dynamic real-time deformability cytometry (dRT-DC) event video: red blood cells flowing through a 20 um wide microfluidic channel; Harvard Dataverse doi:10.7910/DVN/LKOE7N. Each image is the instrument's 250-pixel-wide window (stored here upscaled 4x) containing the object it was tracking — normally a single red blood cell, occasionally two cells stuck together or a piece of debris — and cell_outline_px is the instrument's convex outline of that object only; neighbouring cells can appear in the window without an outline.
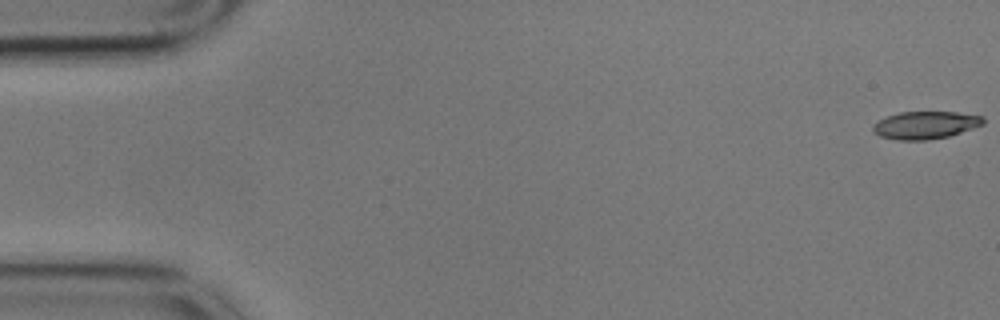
{"species": "common noctule bat (a hibernating species)", "species_latin": "Nyctalus noctula", "temperature_condition": "cold", "stored_images_in_passage": 52, "camera_frame_rate_fps": 3000, "um_per_image_px": 0.085, "animal": {"sex": "male", "body_mass_g": 17.9}, "frame": {"image": 1, "passage_image": 1, "time_ms": 0.0, "image_size_px": [1000, 320], "cell_outline_px": [[984, 124], [948, 136], [928, 140], [896, 140], [880, 136], [872, 132], [872, 124], [888, 116], [900, 112], [956, 112], [984, 116]], "centroid_in_image_um": [78.63, 10.63], "position_along_channel_um": 6.4, "area_um2": 17.69}}
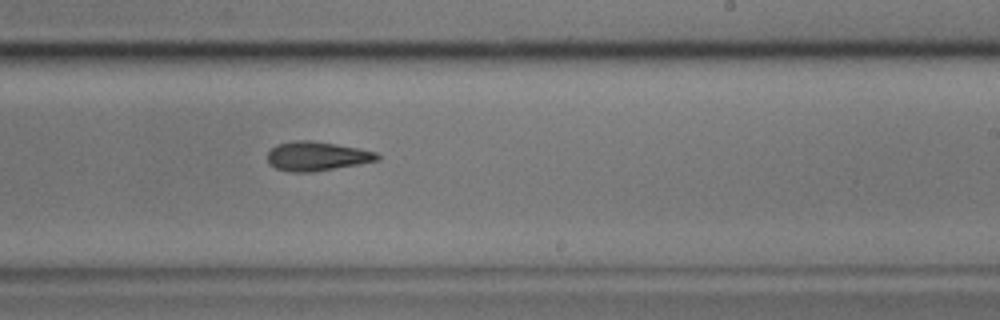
{"frame": {"image": 2, "passage_image": 34, "time_ms": 11.0, "image_size_px": [1000, 320], "cell_outline_px": [[380, 160], [360, 164], [312, 172], [292, 172], [276, 168], [268, 164], [268, 152], [276, 144], [292, 140], [312, 140], [336, 144], [376, 152], [380, 156]], "centroid_in_image_um": [26.91, 13.27], "position_along_channel_um": 262.1, "area_um2": 18.73}}
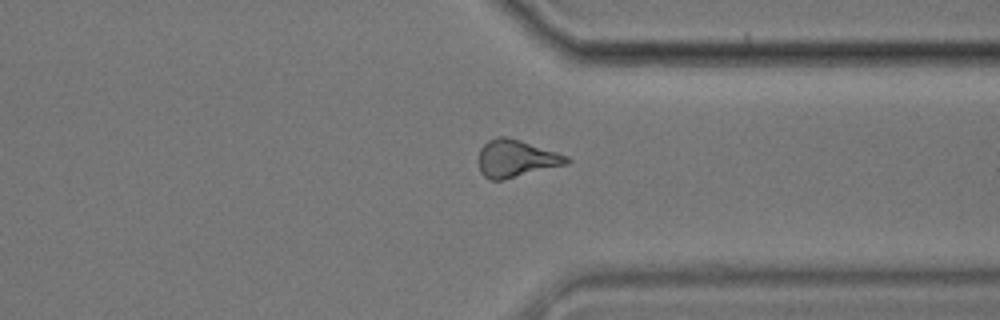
{"frame": {"image": 3, "passage_image": 43, "time_ms": 14.0, "image_size_px": [1000, 320], "cell_outline_px": [[572, 160], [568, 164], [504, 180], [492, 180], [484, 176], [480, 172], [480, 148], [488, 140], [496, 136], [504, 136], [520, 140], [568, 156]], "centroid_in_image_um": [43.88, 13.48], "position_along_channel_um": 367.5, "area_um2": 19.13}}